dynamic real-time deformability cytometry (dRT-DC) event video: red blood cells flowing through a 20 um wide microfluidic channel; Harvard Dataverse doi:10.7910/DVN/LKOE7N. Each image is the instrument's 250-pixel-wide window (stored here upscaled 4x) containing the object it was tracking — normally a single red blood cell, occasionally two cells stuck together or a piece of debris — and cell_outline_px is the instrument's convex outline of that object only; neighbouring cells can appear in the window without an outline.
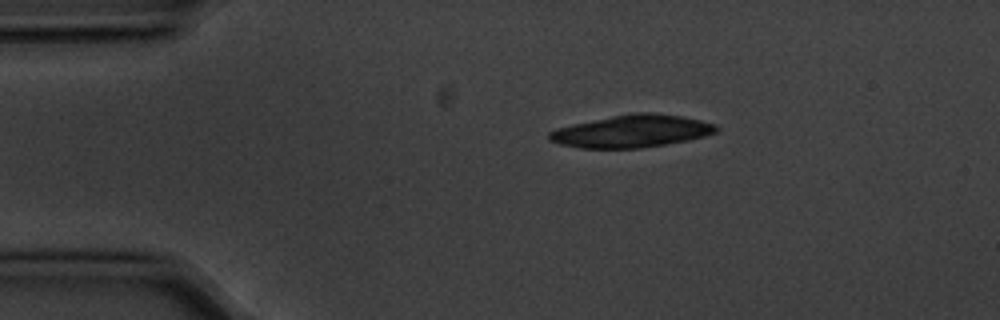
{"species": "common noctule bat (a hibernating species)", "species_latin": "Nyctalus noctula", "temperature_condition": "cold", "stored_images_in_passage": 6, "segment_of_instrument_passage": [2, 2], "camera_frame_rate_fps": 3000, "um_per_image_px": 0.085, "animal": {"sex": "male", "body_mass_g": 20.1, "forearm_length_mm": 53.5}, "frame": {"image": 1, "passage_image": 6, "time_ms": 1.667, "image_size_px": [1000, 320], "cell_outline_px": [[720, 128], [716, 132], [704, 136], [688, 140], [640, 148], [580, 148], [560, 144], [548, 140], [548, 132], [556, 128], [572, 124], [632, 112], [652, 112], [680, 116], [700, 120], [716, 124]], "centroid_in_image_um": [53.69, 11.15], "position_along_channel_um": 31.3, "area_um2": 31.56}}